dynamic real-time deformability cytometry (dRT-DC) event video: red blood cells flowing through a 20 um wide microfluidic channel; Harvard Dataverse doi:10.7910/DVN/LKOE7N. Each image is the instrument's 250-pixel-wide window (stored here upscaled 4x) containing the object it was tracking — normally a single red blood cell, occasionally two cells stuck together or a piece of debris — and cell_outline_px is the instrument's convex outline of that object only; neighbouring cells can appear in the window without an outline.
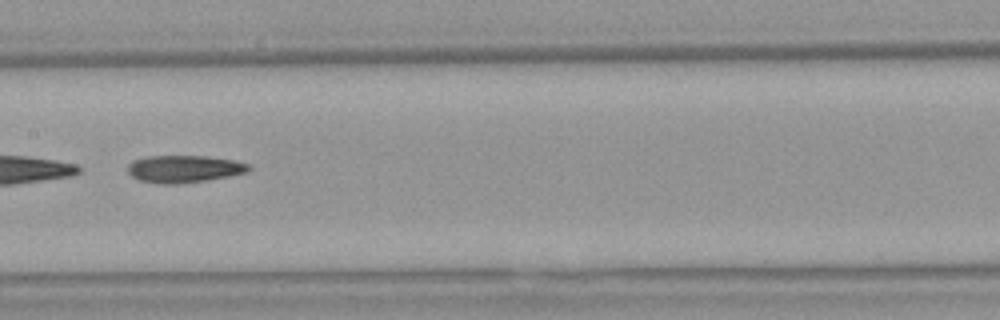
{"species": "Egyptian fruit bat (a non-hibernating species)", "species_latin": "Rousettus aegyptiacus", "temperature_condition": "warm", "stored_images_in_passage": 51, "segment_of_instrument_passage": [2, 2], "camera_frame_rate_fps": 3000, "um_per_image_px": 0.085, "animal": {"sex": "female"}, "frame": {"image": 1, "passage_image": 26, "time_ms": 8.333, "image_size_px": [1000, 320], "cell_outline_px": [[252, 168], [248, 172], [208, 180], [180, 184], [156, 184], [140, 180], [132, 176], [128, 172], [128, 164], [132, 160], [144, 156], [204, 156], [232, 160], [248, 164]], "centroid_in_image_um": [15.61, 14.36], "position_along_channel_um": 191.8, "area_um2": 19.36}}